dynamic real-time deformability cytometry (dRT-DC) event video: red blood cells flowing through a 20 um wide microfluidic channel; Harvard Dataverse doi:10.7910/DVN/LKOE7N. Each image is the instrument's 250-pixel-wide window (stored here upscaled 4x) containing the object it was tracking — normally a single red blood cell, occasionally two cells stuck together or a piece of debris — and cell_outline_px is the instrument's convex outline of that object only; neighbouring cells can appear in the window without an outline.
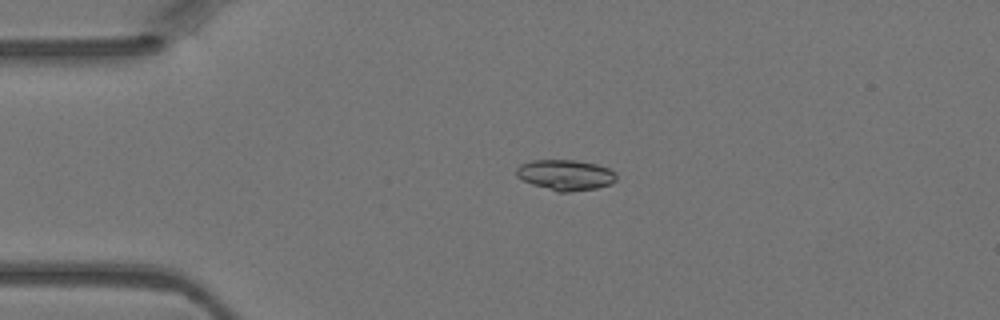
{"species": "Egyptian fruit bat (a non-hibernating species)", "species_latin": "Rousettus aegyptiacus", "temperature_condition": "warm", "stored_images_in_passage": 4, "camera_frame_rate_fps": 3000, "um_per_image_px": 0.085, "animal": {"sex": "female"}, "frame": {"image": 1, "passage_image": 2, "time_ms": 0.333, "image_size_px": [1000, 320], "cell_outline_px": [[616, 180], [612, 184], [596, 188], [568, 192], [556, 192], [532, 184], [516, 176], [516, 168], [520, 164], [532, 160], [576, 160], [596, 164], [608, 168], [616, 172]], "centroid_in_image_um": [48.07, 14.87], "position_along_channel_um": 36.9, "area_um2": 17.92}}
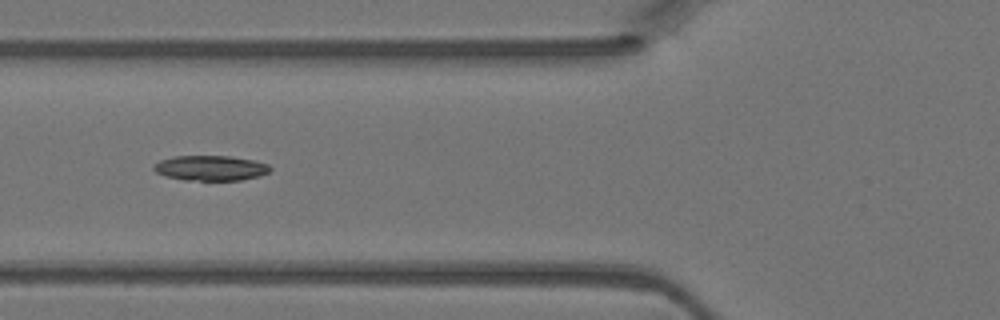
{"frame": {"image": 2, "passage_image": 4, "time_ms": 1.0, "image_size_px": [1000, 320], "cell_outline_px": [[272, 168], [268, 172], [260, 176], [240, 180], [184, 180], [164, 176], [156, 172], [152, 168], [160, 160], [172, 156], [232, 156], [256, 160], [268, 164]], "centroid_in_image_um": [17.92, 14.28], "position_along_channel_um": 107.9, "area_um2": 17.17}}